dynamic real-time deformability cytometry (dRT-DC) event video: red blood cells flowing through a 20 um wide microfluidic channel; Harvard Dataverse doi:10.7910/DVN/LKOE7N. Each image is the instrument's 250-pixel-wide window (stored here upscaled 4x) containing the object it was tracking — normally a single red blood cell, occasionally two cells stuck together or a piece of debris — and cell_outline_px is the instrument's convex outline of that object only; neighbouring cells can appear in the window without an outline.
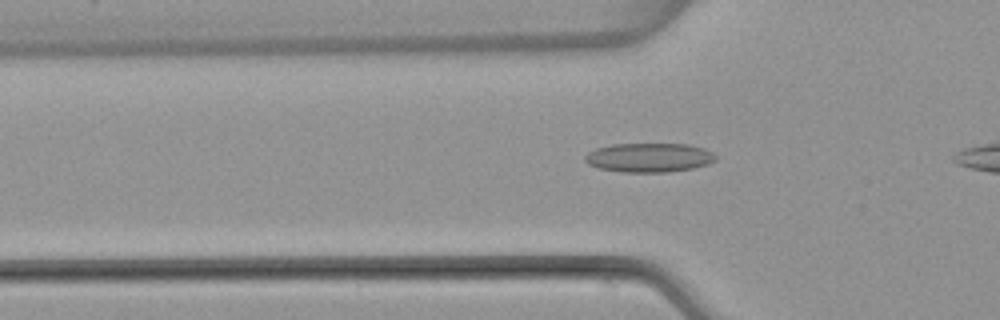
{"species": "common noctule bat (a hibernating species)", "species_latin": "Nyctalus noctula", "temperature_condition": "warm", "stored_images_in_passage": 32, "camera_frame_rate_fps": 3000, "um_per_image_px": 0.085, "animal": {"sex": "female", "body_mass_g": 22.7, "forearm_length_mm": 54.2}, "frame": {"image": 1, "passage_image": 7, "time_ms": 2.0, "image_size_px": [1000, 320], "cell_outline_px": [[716, 160], [708, 164], [692, 168], [668, 172], [624, 172], [600, 168], [588, 164], [584, 160], [584, 156], [588, 152], [596, 148], [612, 144], [688, 144], [704, 148], [712, 152], [716, 156]], "centroid_in_image_um": [55.17, 13.39], "position_along_channel_um": 70.6, "area_um2": 22.2}}
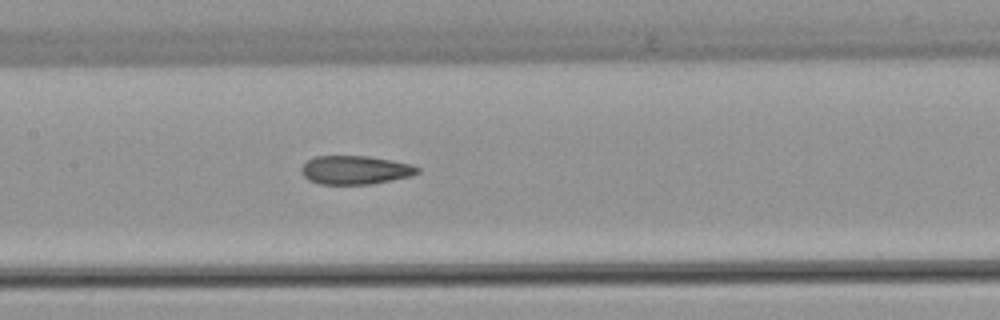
{"frame": {"image": 2, "passage_image": 15, "time_ms": 4.667, "image_size_px": [1000, 320], "cell_outline_px": [[420, 172], [412, 176], [372, 184], [320, 184], [308, 180], [304, 176], [300, 168], [308, 160], [316, 156], [368, 156], [412, 164], [420, 168]], "centroid_in_image_um": [30.22, 14.45], "position_along_channel_um": 177.2, "area_um2": 19.42}}
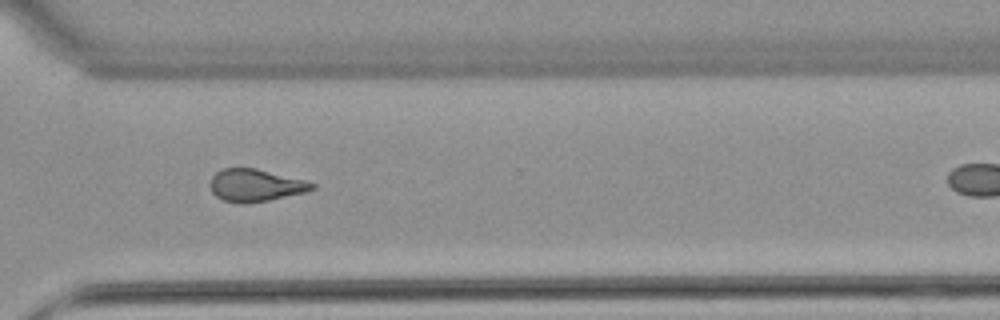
{"frame": {"image": 3, "passage_image": 28, "time_ms": 9.0, "image_size_px": [1000, 320], "cell_outline_px": [[316, 188], [304, 192], [268, 200], [244, 204], [240, 204], [224, 200], [216, 196], [212, 192], [208, 184], [212, 176], [216, 172], [224, 168], [256, 168], [304, 180], [316, 184]], "centroid_in_image_um": [21.67, 15.75], "position_along_channel_um": 348.9, "area_um2": 19.19}}